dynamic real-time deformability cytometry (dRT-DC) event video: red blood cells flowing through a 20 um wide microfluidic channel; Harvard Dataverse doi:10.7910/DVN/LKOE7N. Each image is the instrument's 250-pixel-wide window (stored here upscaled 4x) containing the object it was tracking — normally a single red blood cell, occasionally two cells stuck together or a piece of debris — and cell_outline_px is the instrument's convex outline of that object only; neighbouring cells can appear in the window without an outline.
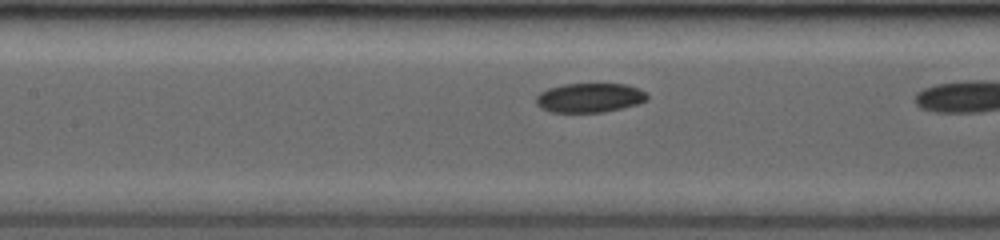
{"species": "common noctule bat (a hibernating species)", "species_latin": "Nyctalus noctula", "temperature_condition": "room temperature", "stored_images_in_passage": 12, "camera_frame_rate_fps": 3500, "um_per_image_px": 0.085, "animal": {"sex": "female", "body_mass_g": 19.0, "forearm_length_mm": 53.3}, "frame": {"image": 1, "passage_image": 9, "time_ms": 2.857, "image_size_px": [1000, 240], "cell_outline_px": [[648, 100], [636, 104], [604, 112], [548, 112], [540, 108], [536, 104], [536, 96], [540, 92], [548, 88], [564, 84], [624, 84], [636, 88], [644, 92], [648, 96]], "centroid_in_image_um": [50.06, 8.31], "position_along_channel_um": 157.3, "area_um2": 18.9}}